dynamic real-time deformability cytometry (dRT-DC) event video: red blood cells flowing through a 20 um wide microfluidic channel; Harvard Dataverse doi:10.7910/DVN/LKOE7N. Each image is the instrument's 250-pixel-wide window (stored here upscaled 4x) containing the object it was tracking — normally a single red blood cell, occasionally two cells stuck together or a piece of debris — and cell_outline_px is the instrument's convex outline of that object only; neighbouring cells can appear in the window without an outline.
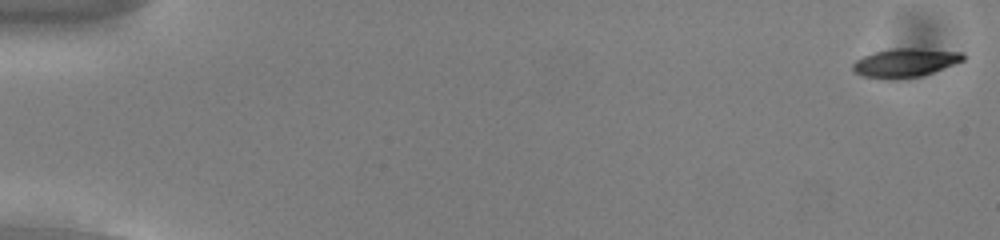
{"species": "common noctule bat (a hibernating species)", "species_latin": "Nyctalus noctula", "temperature_condition": "cold", "stored_images_in_passage": 55, "camera_frame_rate_fps": 3000, "um_per_image_px": 0.085, "animal": {"sex": "male", "body_mass_g": 13.0, "forearm_length_mm": 53.1}, "frame": {"image": 1, "passage_image": 1, "time_ms": 0.0, "image_size_px": [1000, 240], "cell_outline_px": [[964, 60], [932, 72], [920, 76], [860, 76], [852, 68], [852, 64], [856, 60], [872, 52], [892, 48], [916, 48], [964, 52]], "centroid_in_image_um": [76.96, 5.27], "position_along_channel_um": 8.0, "area_um2": 17.63}}
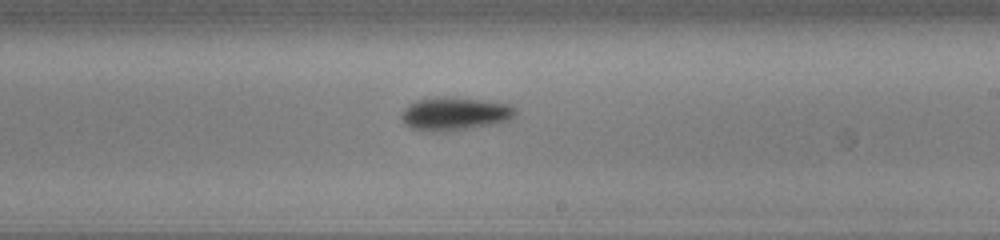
{"frame": {"image": 2, "passage_image": 33, "time_ms": 10.667, "image_size_px": [1000, 240], "cell_outline_px": [[516, 112], [508, 120], [496, 124], [444, 132], [424, 132], [412, 128], [404, 124], [400, 116], [404, 108], [416, 100], [440, 96], [444, 96], [484, 100], [508, 104], [516, 108]], "centroid_in_image_um": [38.61, 9.68], "position_along_channel_um": 250.4, "area_um2": 22.31}}
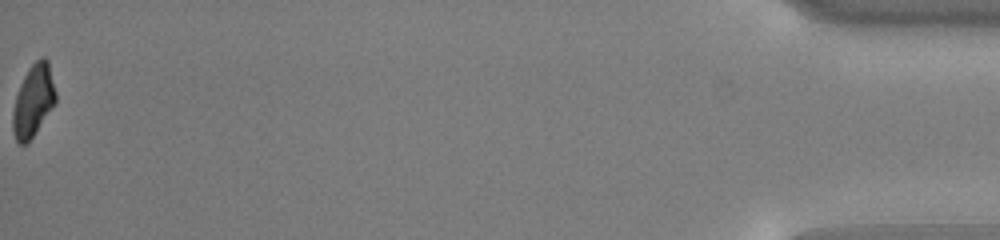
{"frame": {"image": 3, "passage_image": 55, "time_ms": 18.0, "image_size_px": [1000, 240], "cell_outline_px": [[56, 100], [32, 136], [24, 144], [20, 144], [16, 140], [12, 132], [12, 112], [16, 96], [20, 84], [28, 68], [40, 56], [44, 56], [48, 60], [56, 92]], "centroid_in_image_um": [2.81, 8.5], "position_along_channel_um": 432.4, "area_um2": 17.69}, "authors_computed_cell_mechanics": {"area_um2": 19.4786, "velocity_mm_per_s": 3.7973, "shape_relaxation_time_tau1_ms": 1.7317, "shape_relaxation_time_tau2_ms": null, "deformation_change_tau1": 0.1149, "deformation_change_tau2": null}}